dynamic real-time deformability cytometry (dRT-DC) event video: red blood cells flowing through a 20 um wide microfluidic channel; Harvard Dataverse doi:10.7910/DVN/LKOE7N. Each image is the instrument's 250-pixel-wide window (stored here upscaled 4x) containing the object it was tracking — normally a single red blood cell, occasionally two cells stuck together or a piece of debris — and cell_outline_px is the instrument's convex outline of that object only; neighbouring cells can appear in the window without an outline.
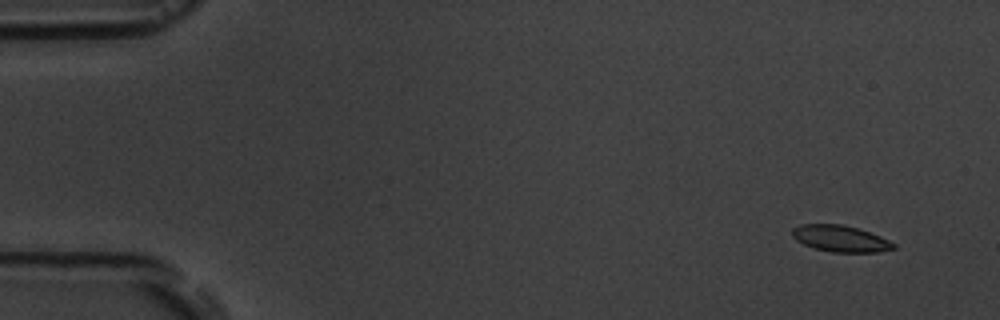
{"species": "common noctule bat (a hibernating species)", "species_latin": "Nyctalus noctula", "temperature_condition": "room temperature", "stored_images_in_passage": 11, "camera_frame_rate_fps": 3000, "um_per_image_px": 0.085, "animal": {"sex": "male", "body_mass_g": 19.5, "forearm_length_mm": 54.6}, "frame": {"image": 1, "passage_image": 1, "time_ms": 0.0, "image_size_px": [1000, 320], "cell_outline_px": [[896, 248], [880, 252], [832, 252], [812, 248], [796, 240], [792, 236], [792, 228], [800, 224], [840, 224], [856, 228], [880, 236], [896, 244]], "centroid_in_image_um": [71.42, 20.29], "position_along_channel_um": 13.6, "area_um2": 15.61}}
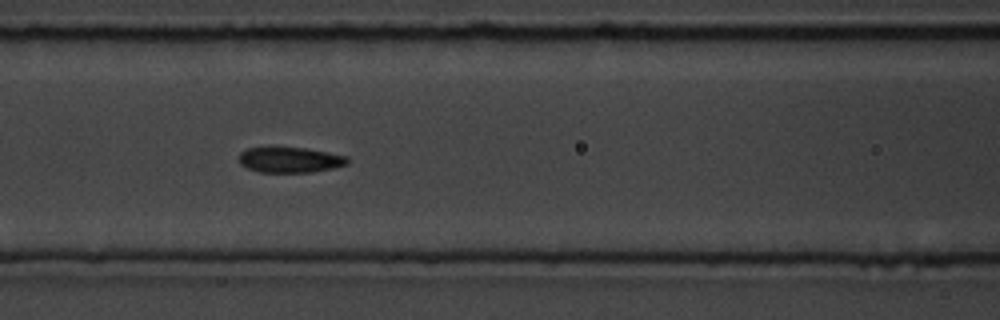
{"frame": {"image": 2, "passage_image": 7, "time_ms": 6.667, "image_size_px": [1000, 320], "cell_outline_px": [[348, 164], [332, 168], [312, 172], [260, 172], [248, 168], [240, 164], [240, 152], [248, 148], [304, 148], [328, 152], [348, 156]], "centroid_in_image_um": [24.67, 13.59], "position_along_channel_um": 141.9, "area_um2": 15.9}}
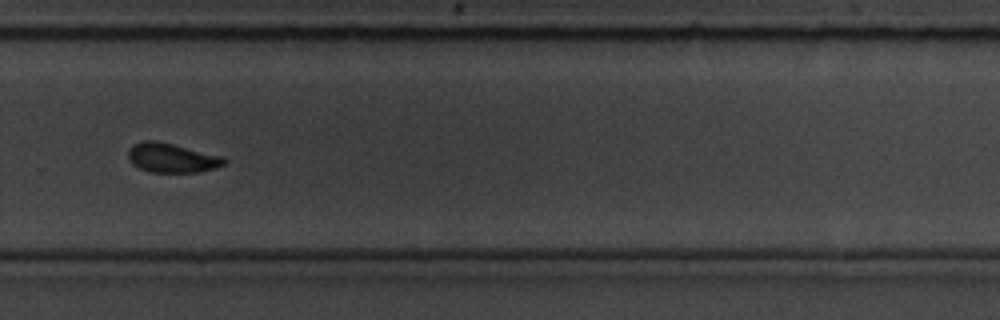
{"frame": {"image": 3, "passage_image": 11, "time_ms": 11.333, "image_size_px": [1000, 320], "cell_outline_px": [[228, 160], [224, 164], [216, 168], [200, 172], [148, 172], [132, 164], [128, 156], [128, 148], [132, 144], [144, 140], [156, 140], [224, 156]], "centroid_in_image_um": [14.61, 13.41], "position_along_channel_um": 315.2, "area_um2": 16.65}}